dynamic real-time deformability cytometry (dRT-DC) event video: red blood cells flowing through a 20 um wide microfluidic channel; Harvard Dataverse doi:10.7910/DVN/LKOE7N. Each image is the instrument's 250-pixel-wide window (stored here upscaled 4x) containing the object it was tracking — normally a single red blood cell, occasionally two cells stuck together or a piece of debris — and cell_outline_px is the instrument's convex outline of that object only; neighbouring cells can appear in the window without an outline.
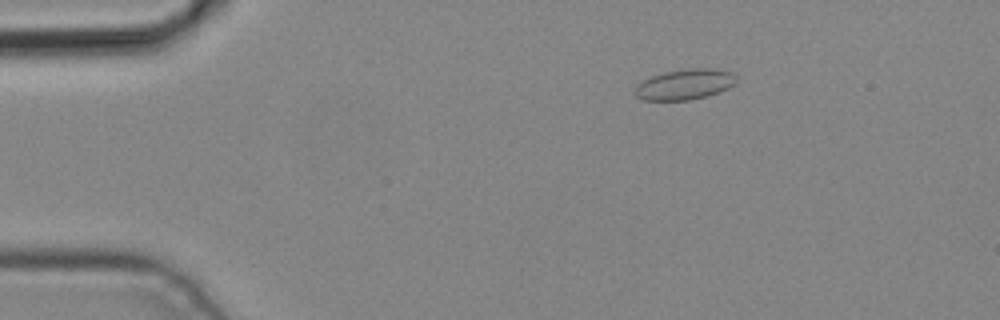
{"species": "common noctule bat (a hibernating species)", "species_latin": "Nyctalus noctula", "temperature_condition": "cold", "stored_images_in_passage": 5, "camera_frame_rate_fps": 3000, "um_per_image_px": 0.085, "animal": {"sex": "male", "body_mass_g": 19.2, "forearm_length_mm": 51.8}, "frame": {"image": 1, "passage_image": 2, "time_ms": 0.333, "image_size_px": [1000, 320], "cell_outline_px": [[736, 84], [728, 88], [708, 96], [688, 100], [644, 100], [636, 96], [632, 92], [636, 84], [652, 76], [664, 72], [688, 68], [712, 68], [732, 72], [736, 76]], "centroid_in_image_um": [58.2, 7.17], "position_along_channel_um": 26.8, "area_um2": 18.21}}
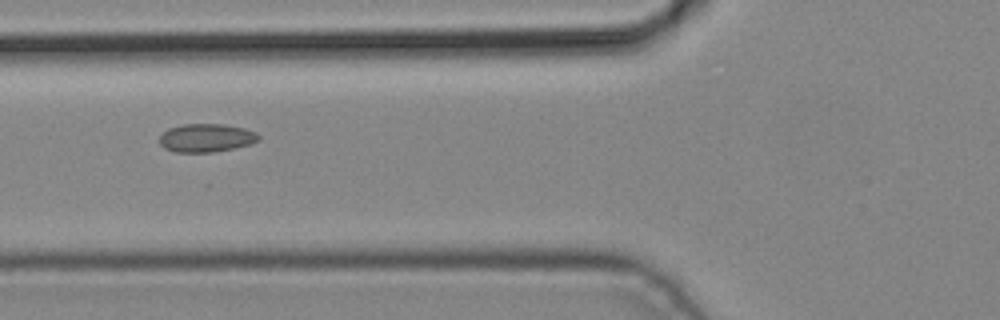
{"frame": {"image": 2, "passage_image": 5, "time_ms": 1.333, "image_size_px": [1000, 320], "cell_outline_px": [[260, 140], [248, 144], [232, 148], [212, 152], [176, 152], [164, 148], [160, 144], [160, 136], [168, 128], [180, 124], [224, 124], [244, 128], [256, 132], [260, 136]], "centroid_in_image_um": [17.52, 11.71], "position_along_channel_um": 108.3, "area_um2": 16.3}}